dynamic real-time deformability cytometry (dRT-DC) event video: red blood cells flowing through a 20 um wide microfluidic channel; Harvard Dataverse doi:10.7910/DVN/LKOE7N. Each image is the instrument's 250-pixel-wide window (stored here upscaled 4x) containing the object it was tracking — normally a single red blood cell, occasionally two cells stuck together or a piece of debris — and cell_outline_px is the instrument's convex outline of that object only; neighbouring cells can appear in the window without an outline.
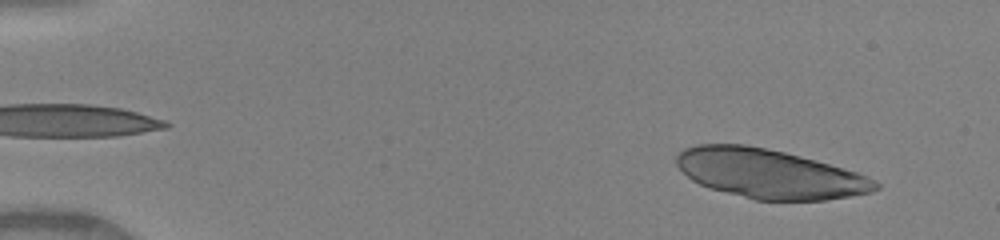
{"species": "human", "species_latin": "Homo sapiens", "temperature_condition": "warm", "stored_images_in_passage": 46, "camera_frame_rate_fps": 3000, "um_per_image_px": 0.085, "donor": {"sex": "female"}, "frame": {"image": 1, "passage_image": 4, "time_ms": 1.0, "image_size_px": [1000, 240], "cell_outline_px": [[880, 188], [872, 192], [824, 200], [756, 200], [708, 188], [692, 180], [676, 164], [676, 156], [684, 148], [696, 144], [744, 144], [784, 152], [800, 156], [856, 172], [880, 184]], "centroid_in_image_um": [65.35, 14.77], "position_along_channel_um": 19.6, "area_um2": 56.47}}
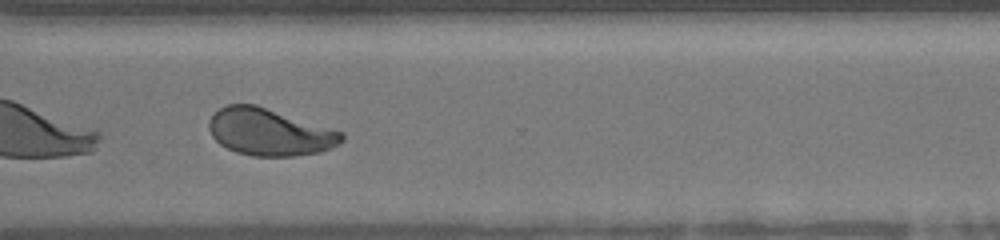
{"frame": {"image": 2, "passage_image": 37, "time_ms": 12.0, "image_size_px": [1000, 240], "cell_outline_px": [[344, 140], [340, 144], [320, 152], [296, 156], [252, 156], [236, 152], [220, 144], [212, 136], [208, 128], [208, 120], [220, 108], [228, 104], [256, 104], [344, 132]], "centroid_in_image_um": [22.92, 11.23], "position_along_channel_um": 347.7, "area_um2": 36.53}, "authors_computed_cell_mechanics": {"area_um2": 36.9631, "velocity_mm_per_s": 4.1503, "shape_relaxation_time_tau1_ms": 3.8911, "shape_relaxation_time_tau2_ms": 0.6358, "deformation_change_tau1": 0.165, "deformation_change_tau2": 0.0676}}